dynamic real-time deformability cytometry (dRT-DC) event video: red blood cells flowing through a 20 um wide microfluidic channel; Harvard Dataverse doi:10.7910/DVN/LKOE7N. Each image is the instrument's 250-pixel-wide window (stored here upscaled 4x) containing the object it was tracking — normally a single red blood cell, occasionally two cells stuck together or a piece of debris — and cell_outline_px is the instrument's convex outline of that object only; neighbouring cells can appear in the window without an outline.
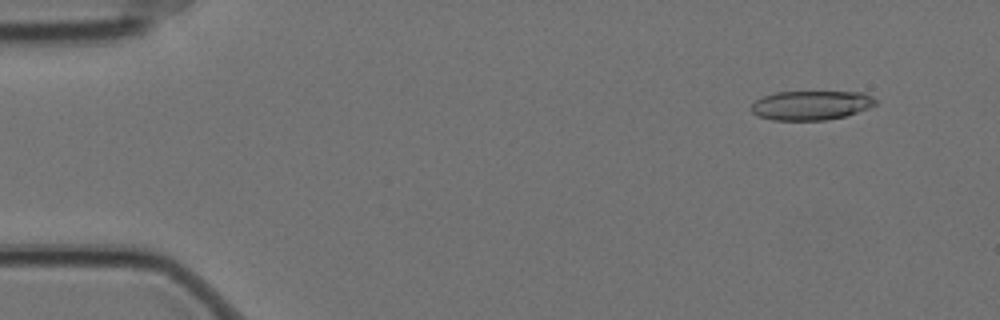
{"species": "Egyptian fruit bat (a non-hibernating species)", "species_latin": "Rousettus aegyptiacus", "temperature_condition": "cold", "stored_images_in_passage": 6, "camera_frame_rate_fps": 3000, "um_per_image_px": 0.085, "animal": {"sex": "female"}, "frame": {"image": 1, "passage_image": 2, "time_ms": 0.333, "image_size_px": [1000, 320], "cell_outline_px": [[876, 104], [868, 108], [844, 116], [824, 120], [772, 120], [756, 116], [752, 112], [752, 104], [756, 100], [764, 96], [776, 92], [864, 92], [872, 96], [876, 100]], "centroid_in_image_um": [68.93, 8.95], "position_along_channel_um": 16.1, "area_um2": 21.1}}